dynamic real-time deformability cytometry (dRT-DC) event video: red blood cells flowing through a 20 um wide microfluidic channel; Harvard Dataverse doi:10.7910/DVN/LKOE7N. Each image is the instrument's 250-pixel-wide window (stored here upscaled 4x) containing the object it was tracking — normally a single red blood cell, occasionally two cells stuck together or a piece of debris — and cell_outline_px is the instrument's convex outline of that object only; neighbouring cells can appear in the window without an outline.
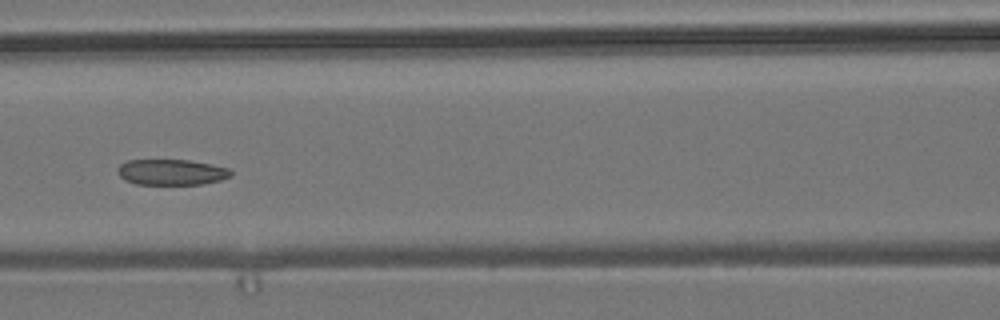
{"species": "common noctule bat (a hibernating species)", "species_latin": "Nyctalus noctula", "temperature_condition": "room temperature", "stored_images_in_passage": 10, "camera_frame_rate_fps": 3000, "um_per_image_px": 0.085, "animal": {"sex": "male", "body_mass_g": 19.2, "forearm_length_mm": 51.8}, "frame": {"image": 1, "passage_image": 9, "time_ms": 2.667, "image_size_px": [1000, 320], "cell_outline_px": [[232, 176], [220, 180], [204, 184], [136, 184], [124, 180], [120, 176], [116, 168], [120, 164], [128, 160], [188, 160], [212, 164], [228, 168], [232, 172]], "centroid_in_image_um": [14.57, 14.63], "position_along_channel_um": 152.0, "area_um2": 17.05}}
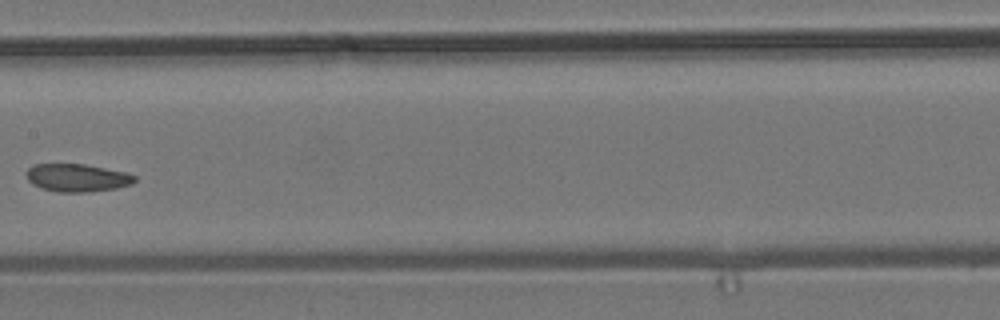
{"frame": {"image": 2, "passage_image": 10, "time_ms": 3.0, "image_size_px": [1000, 320], "cell_outline_px": [[136, 180], [132, 184], [116, 188], [88, 192], [60, 192], [44, 188], [32, 184], [28, 180], [24, 172], [32, 164], [84, 164], [124, 172], [136, 176]], "centroid_in_image_um": [6.53, 15.1], "position_along_channel_um": 200.9, "area_um2": 17.51}}